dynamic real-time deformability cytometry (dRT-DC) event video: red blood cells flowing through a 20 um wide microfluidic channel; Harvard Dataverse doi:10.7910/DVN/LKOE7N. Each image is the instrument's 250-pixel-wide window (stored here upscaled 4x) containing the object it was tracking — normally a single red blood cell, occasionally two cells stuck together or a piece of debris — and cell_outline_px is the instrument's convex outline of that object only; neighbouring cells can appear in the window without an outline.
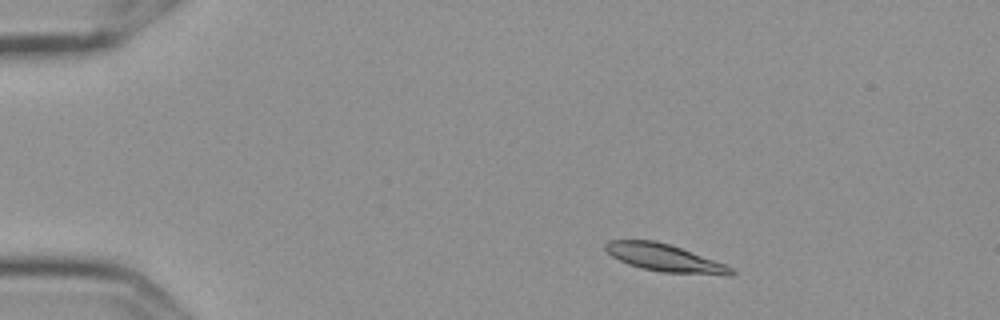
{"species": "Egyptian fruit bat (a non-hibernating species)", "species_latin": "Rousettus aegyptiacus", "temperature_condition": "cold", "stored_images_in_passage": 5, "camera_frame_rate_fps": 3000, "um_per_image_px": 0.085, "frame": {"image": 1, "passage_image": 2, "time_ms": 0.333, "image_size_px": [1000, 320], "cell_outline_px": [[736, 272], [732, 276], [724, 276], [660, 272], [640, 268], [628, 264], [612, 256], [604, 248], [604, 244], [608, 240], [656, 240], [672, 244], [724, 264], [732, 268]], "centroid_in_image_um": [56.52, 21.93], "position_along_channel_um": 28.5, "area_um2": 20.46}}
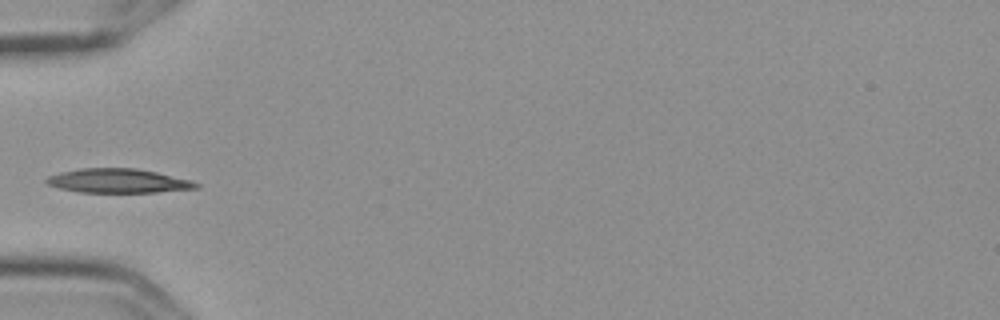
{"frame": {"image": 2, "passage_image": 5, "time_ms": 1.333, "image_size_px": [1000, 320], "cell_outline_px": [[200, 188], [156, 192], [80, 192], [60, 188], [48, 184], [44, 180], [48, 176], [60, 172], [80, 168], [136, 168], [156, 172], [192, 180], [200, 184]], "centroid_in_image_um": [10.07, 15.37], "position_along_channel_um": 74.9, "area_um2": 21.04}}